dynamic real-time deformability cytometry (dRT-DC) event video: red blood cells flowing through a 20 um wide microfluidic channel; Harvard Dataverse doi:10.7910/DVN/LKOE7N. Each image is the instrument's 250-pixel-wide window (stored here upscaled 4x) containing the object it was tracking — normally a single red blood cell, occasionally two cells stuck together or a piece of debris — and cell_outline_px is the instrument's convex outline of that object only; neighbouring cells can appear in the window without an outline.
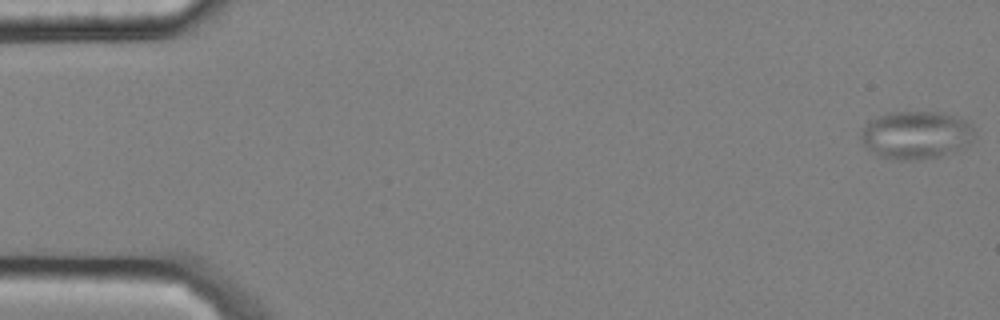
{"species": "common noctule bat (a hibernating species)", "species_latin": "Nyctalus noctula", "temperature_condition": "cold", "stored_images_in_passage": 49, "camera_frame_rate_fps": 3000, "um_per_image_px": 0.085, "animal": {"sex": "male", "body_mass_g": 20.4}, "frame": {"image": 1, "passage_image": 1, "time_ms": 0.0, "image_size_px": [1000, 320], "cell_outline_px": [[976, 136], [964, 148], [940, 156], [912, 160], [900, 160], [876, 156], [864, 144], [860, 136], [860, 132], [864, 124], [868, 120], [888, 112], [940, 112], [972, 120], [976, 128]], "centroid_in_image_um": [77.92, 11.45], "position_along_channel_um": 7.1, "area_um2": 32.48}}
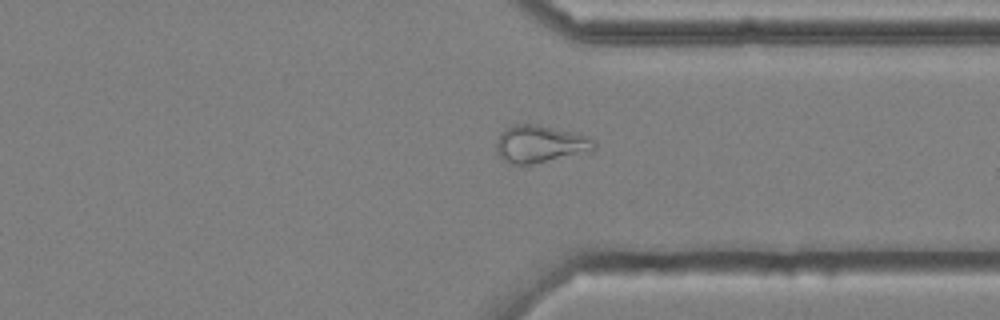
{"frame": {"image": 2, "passage_image": 41, "time_ms": 13.333, "image_size_px": [1000, 320], "cell_outline_px": [[596, 148], [588, 152], [532, 164], [512, 164], [504, 160], [496, 152], [496, 140], [504, 128], [516, 124], [536, 124], [572, 132], [588, 136], [596, 140]], "centroid_in_image_um": [45.91, 12.23], "position_along_channel_um": 365.5, "area_um2": 21.33}}
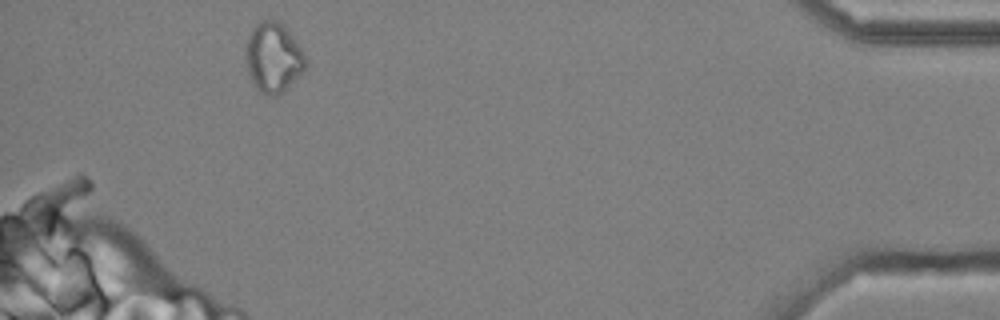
{"frame": {"image": 3, "passage_image": 49, "time_ms": 16.0, "image_size_px": [1000, 320], "cell_outline_px": [[308, 64], [276, 96], [268, 96], [260, 92], [252, 84], [248, 76], [244, 56], [244, 44], [252, 28], [260, 20], [268, 16], [276, 20], [288, 32], [300, 48], [308, 60]], "centroid_in_image_um": [23.14, 4.85], "position_along_channel_um": 412.1, "area_um2": 24.39}, "authors_computed_cell_mechanics": {"area_um2": 23.0622, "velocity_mm_per_s": 3.7187, "shape_relaxation_time_tau1_ms": null, "shape_relaxation_time_tau2_ms": 2.813, "deformation_change_tau1": null, "deformation_change_tau2": 0.1015}}